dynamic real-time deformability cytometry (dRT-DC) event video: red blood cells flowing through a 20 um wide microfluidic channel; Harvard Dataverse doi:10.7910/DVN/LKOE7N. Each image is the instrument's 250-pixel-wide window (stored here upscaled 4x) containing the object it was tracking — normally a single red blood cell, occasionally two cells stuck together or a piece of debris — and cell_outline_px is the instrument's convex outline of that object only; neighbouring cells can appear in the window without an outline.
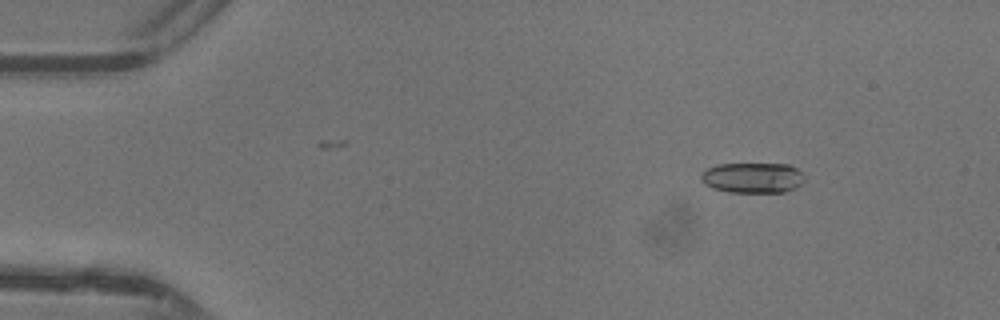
{"species": "common noctule bat (a hibernating species)", "species_latin": "Nyctalus noctula", "temperature_condition": "warm", "stored_images_in_passage": 47, "camera_frame_rate_fps": 3000, "um_per_image_px": 0.085, "animal": {"sex": "female"}, "frame": {"image": 1, "passage_image": 6, "time_ms": 1.667, "image_size_px": [1000, 320], "cell_outline_px": [[804, 180], [796, 188], [784, 192], [728, 192], [712, 188], [704, 184], [700, 180], [700, 176], [708, 168], [716, 164], [788, 164], [796, 168], [804, 176]], "centroid_in_image_um": [63.96, 15.11], "position_along_channel_um": 21.0, "area_um2": 18.38}}
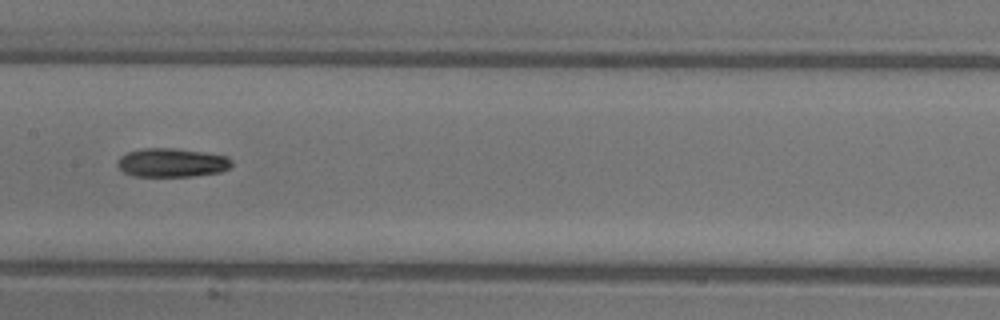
{"frame": {"image": 2, "passage_image": 24, "time_ms": 7.667, "image_size_px": [1000, 320], "cell_outline_px": [[232, 168], [220, 172], [192, 176], [132, 176], [124, 172], [116, 164], [116, 160], [120, 156], [128, 152], [144, 148], [172, 148], [200, 152], [224, 156], [232, 160]], "centroid_in_image_um": [14.58, 13.83], "position_along_channel_um": 192.8, "area_um2": 19.07}}
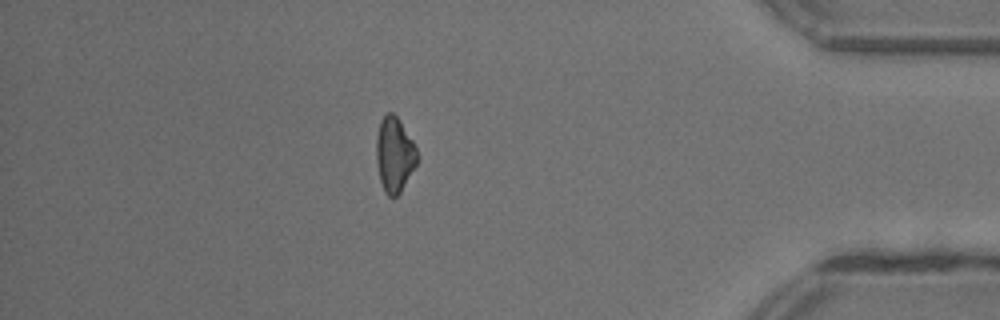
{"frame": {"image": 3, "passage_image": 41, "time_ms": 13.333, "image_size_px": [1000, 320], "cell_outline_px": [[420, 156], [416, 164], [400, 192], [396, 196], [388, 196], [384, 192], [380, 180], [376, 160], [376, 136], [380, 120], [388, 112], [392, 112], [400, 120], [412, 140]], "centroid_in_image_um": [33.52, 13.12], "position_along_channel_um": 401.7, "area_um2": 17.86}, "authors_computed_cell_mechanics": {"area_um2": 18.7272, "velocity_mm_per_s": 4.413, "shape_relaxation_time_tau1_ms": 5.9618, "shape_relaxation_time_tau2_ms": null, "deformation_change_tau1": 0.1754, "deformation_change_tau2": null}}